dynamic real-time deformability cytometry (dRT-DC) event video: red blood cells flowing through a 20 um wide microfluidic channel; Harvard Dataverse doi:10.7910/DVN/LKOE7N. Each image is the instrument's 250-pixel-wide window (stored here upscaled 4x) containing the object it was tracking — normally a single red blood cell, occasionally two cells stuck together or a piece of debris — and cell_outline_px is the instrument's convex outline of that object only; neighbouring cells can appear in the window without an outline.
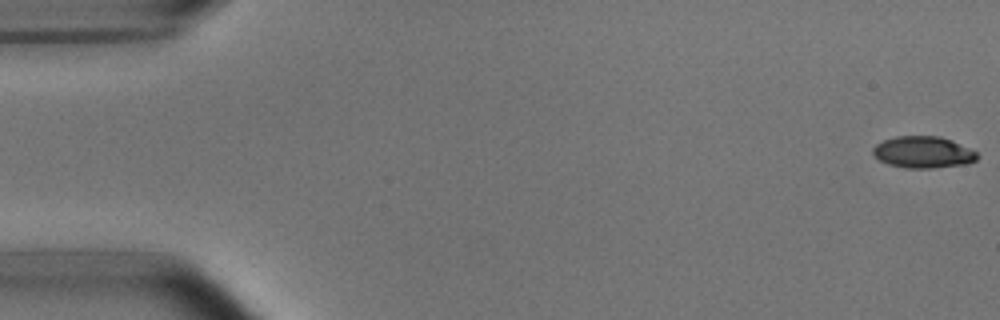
{"species": "common noctule bat (a hibernating species)", "species_latin": "Nyctalus noctula", "temperature_condition": "room temperature", "stored_images_in_passage": 53, "camera_frame_rate_fps": 3000, "um_per_image_px": 0.085, "animal": {"sex": "male", "body_mass_g": 15.6}, "frame": {"image": 1, "passage_image": 1, "time_ms": 0.0, "image_size_px": [1000, 320], "cell_outline_px": [[976, 160], [968, 164], [932, 168], [908, 168], [888, 164], [880, 160], [872, 152], [872, 148], [876, 144], [884, 140], [896, 136], [940, 136], [952, 140], [976, 152]], "centroid_in_image_um": [78.46, 12.93], "position_along_channel_um": 6.5, "area_um2": 19.13}}
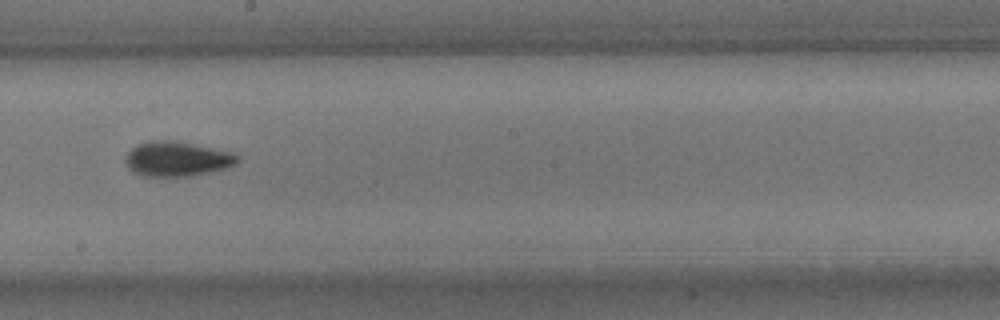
{"frame": {"image": 2, "passage_image": 30, "time_ms": 9.667, "image_size_px": [1000, 320], "cell_outline_px": [[240, 160], [236, 164], [228, 168], [212, 172], [192, 176], [140, 176], [132, 172], [128, 168], [124, 160], [128, 152], [132, 148], [140, 144], [156, 140], [176, 140], [232, 152], [240, 156]], "centroid_in_image_um": [15.08, 13.52], "position_along_channel_um": 233.1, "area_um2": 23.0}}
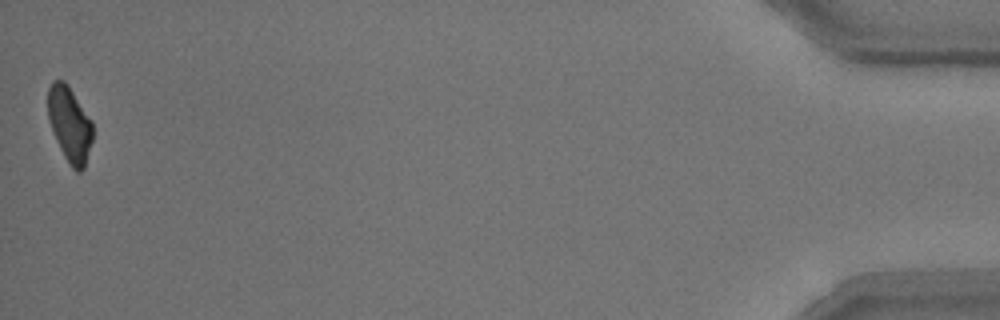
{"frame": {"image": 3, "passage_image": 53, "time_ms": 17.333, "image_size_px": [1000, 320], "cell_outline_px": [[92, 140], [84, 168], [80, 172], [76, 172], [72, 168], [64, 156], [56, 140], [48, 116], [48, 88], [52, 80], [64, 80], [68, 84], [92, 120]], "centroid_in_image_um": [5.92, 10.54], "position_along_channel_um": 429.3, "area_um2": 19.59}, "authors_computed_cell_mechanics": {"area_um2": 20.6924, "velocity_mm_per_s": 3.7699, "shape_relaxation_time_tau1_ms": 2.6701, "shape_relaxation_time_tau2_ms": 2.356, "deformation_change_tau1": 0.1384, "deformation_change_tau2": 0.0753}}